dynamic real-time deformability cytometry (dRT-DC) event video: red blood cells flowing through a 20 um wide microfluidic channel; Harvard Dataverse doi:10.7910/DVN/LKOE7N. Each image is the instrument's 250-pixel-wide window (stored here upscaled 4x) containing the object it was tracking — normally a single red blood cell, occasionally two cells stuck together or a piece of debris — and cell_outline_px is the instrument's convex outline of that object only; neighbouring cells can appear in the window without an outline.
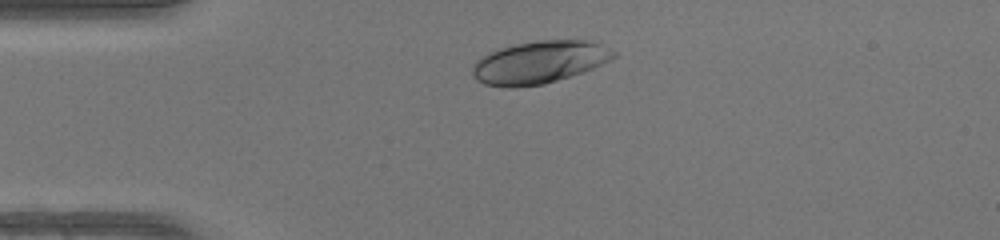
{"species": "human", "species_latin": "Homo sapiens", "temperature_condition": "warm", "stored_images_in_passage": 30, "camera_frame_rate_fps": 3000, "um_per_image_px": 0.085, "donor": {"sex": "female"}, "frame": {"image": 1, "passage_image": 1, "time_ms": 0.0, "image_size_px": [1000, 240], "cell_outline_px": [[616, 56], [592, 68], [544, 84], [516, 88], [508, 88], [484, 84], [476, 80], [472, 76], [472, 64], [476, 60], [488, 52], [500, 48], [516, 44], [536, 40], [592, 40], [616, 52]], "centroid_in_image_um": [45.77, 5.29], "position_along_channel_um": 39.2, "area_um2": 34.97}}
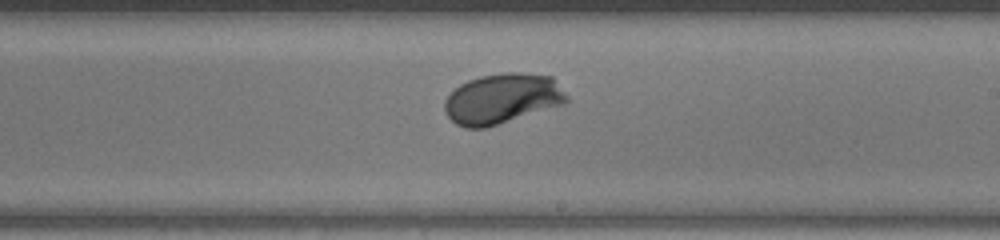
{"frame": {"image": 2, "passage_image": 18, "time_ms": 5.667, "image_size_px": [1000, 240], "cell_outline_px": [[568, 100], [564, 104], [484, 128], [464, 128], [456, 124], [444, 112], [444, 100], [460, 84], [468, 80], [480, 76], [504, 72], [520, 72], [552, 76], [568, 96]], "centroid_in_image_um": [42.68, 8.38], "position_along_channel_um": 246.3, "area_um2": 35.66}}
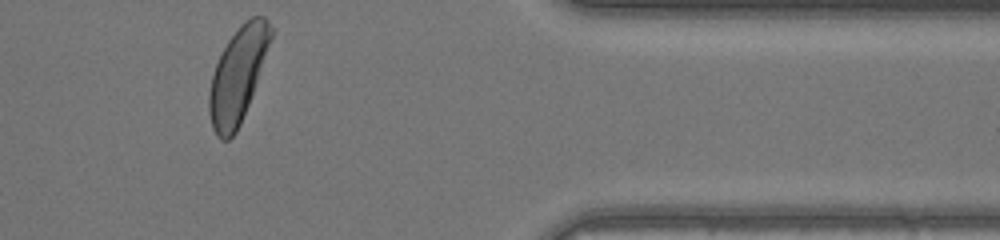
{"frame": {"image": 3, "passage_image": 30, "time_ms": 9.667, "image_size_px": [1000, 240], "cell_outline_px": [[276, 32], [252, 96], [240, 124], [236, 132], [228, 140], [220, 140], [216, 136], [212, 128], [208, 112], [208, 92], [212, 76], [216, 64], [228, 40], [240, 24], [244, 20], [252, 16], [264, 16], [268, 20]], "centroid_in_image_um": [20.25, 6.35], "position_along_channel_um": 391.2, "area_um2": 34.74}, "authors_computed_cell_mechanics": {"area_um2": 34.0731, "velocity_mm_per_s": 4.2368, "shape_relaxation_time_tau1_ms": 2.4884, "shape_relaxation_time_tau2_ms": null, "deformation_change_tau1": 0.1607, "deformation_change_tau2": null}}